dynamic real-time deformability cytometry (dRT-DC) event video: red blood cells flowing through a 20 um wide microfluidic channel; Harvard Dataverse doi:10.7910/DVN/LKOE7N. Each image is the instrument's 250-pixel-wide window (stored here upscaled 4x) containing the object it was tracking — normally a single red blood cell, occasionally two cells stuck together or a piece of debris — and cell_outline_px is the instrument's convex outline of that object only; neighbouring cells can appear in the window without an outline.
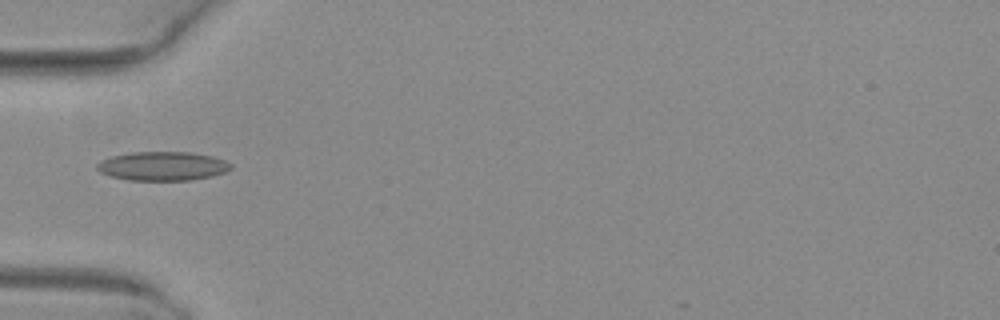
{"species": "common noctule bat (a hibernating species)", "species_latin": "Nyctalus noctula", "temperature_condition": "warm", "stored_images_in_passage": 5, "camera_frame_rate_fps": 3000, "um_per_image_px": 0.085, "animal": {"sex": "female", "body_mass_g": 29.2, "forearm_length_mm": 56.3}, "frame": {"image": 1, "passage_image": 5, "time_ms": 1.333, "image_size_px": [1000, 320], "cell_outline_px": [[232, 168], [224, 172], [212, 176], [192, 180], [128, 180], [112, 176], [100, 172], [96, 168], [96, 164], [100, 160], [112, 156], [132, 152], [192, 152], [212, 156], [224, 160], [232, 164]], "centroid_in_image_um": [13.82, 14.11], "position_along_channel_um": 71.2, "area_um2": 22.6}}